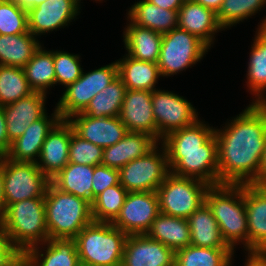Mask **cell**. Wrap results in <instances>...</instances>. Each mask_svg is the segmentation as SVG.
Returning a JSON list of instances; mask_svg holds the SVG:
<instances>
[{
  "instance_id": "5bb4252c",
  "label": "cell",
  "mask_w": 266,
  "mask_h": 266,
  "mask_svg": "<svg viewBox=\"0 0 266 266\" xmlns=\"http://www.w3.org/2000/svg\"><path fill=\"white\" fill-rule=\"evenodd\" d=\"M82 0H46L28 12V29L36 38L69 27L80 14Z\"/></svg>"
},
{
  "instance_id": "4fadbf2b",
  "label": "cell",
  "mask_w": 266,
  "mask_h": 266,
  "mask_svg": "<svg viewBox=\"0 0 266 266\" xmlns=\"http://www.w3.org/2000/svg\"><path fill=\"white\" fill-rule=\"evenodd\" d=\"M159 213L157 192H128L111 223L126 235L146 234Z\"/></svg>"
},
{
  "instance_id": "603a6c76",
  "label": "cell",
  "mask_w": 266,
  "mask_h": 266,
  "mask_svg": "<svg viewBox=\"0 0 266 266\" xmlns=\"http://www.w3.org/2000/svg\"><path fill=\"white\" fill-rule=\"evenodd\" d=\"M178 27L196 35L210 48L216 40V33L223 31L217 14L193 0L184 1L178 10Z\"/></svg>"
},
{
  "instance_id": "681fc988",
  "label": "cell",
  "mask_w": 266,
  "mask_h": 266,
  "mask_svg": "<svg viewBox=\"0 0 266 266\" xmlns=\"http://www.w3.org/2000/svg\"><path fill=\"white\" fill-rule=\"evenodd\" d=\"M194 2L213 10L216 14L220 10L223 0H193Z\"/></svg>"
},
{
  "instance_id": "277c9868",
  "label": "cell",
  "mask_w": 266,
  "mask_h": 266,
  "mask_svg": "<svg viewBox=\"0 0 266 266\" xmlns=\"http://www.w3.org/2000/svg\"><path fill=\"white\" fill-rule=\"evenodd\" d=\"M0 225L20 252L45 243L49 234L44 198L26 199L8 205Z\"/></svg>"
},
{
  "instance_id": "c3c4849f",
  "label": "cell",
  "mask_w": 266,
  "mask_h": 266,
  "mask_svg": "<svg viewBox=\"0 0 266 266\" xmlns=\"http://www.w3.org/2000/svg\"><path fill=\"white\" fill-rule=\"evenodd\" d=\"M244 266H266V256L247 255Z\"/></svg>"
},
{
  "instance_id": "6da1fadb",
  "label": "cell",
  "mask_w": 266,
  "mask_h": 266,
  "mask_svg": "<svg viewBox=\"0 0 266 266\" xmlns=\"http://www.w3.org/2000/svg\"><path fill=\"white\" fill-rule=\"evenodd\" d=\"M215 128L219 184H251L262 165L266 145V104L250 103Z\"/></svg>"
},
{
  "instance_id": "d6986e66",
  "label": "cell",
  "mask_w": 266,
  "mask_h": 266,
  "mask_svg": "<svg viewBox=\"0 0 266 266\" xmlns=\"http://www.w3.org/2000/svg\"><path fill=\"white\" fill-rule=\"evenodd\" d=\"M119 118L128 132L146 133L157 140L152 91L127 89Z\"/></svg>"
},
{
  "instance_id": "816d5d0a",
  "label": "cell",
  "mask_w": 266,
  "mask_h": 266,
  "mask_svg": "<svg viewBox=\"0 0 266 266\" xmlns=\"http://www.w3.org/2000/svg\"><path fill=\"white\" fill-rule=\"evenodd\" d=\"M12 1L15 2L19 7L28 11L30 8H34L46 0H12Z\"/></svg>"
},
{
  "instance_id": "484cf974",
  "label": "cell",
  "mask_w": 266,
  "mask_h": 266,
  "mask_svg": "<svg viewBox=\"0 0 266 266\" xmlns=\"http://www.w3.org/2000/svg\"><path fill=\"white\" fill-rule=\"evenodd\" d=\"M127 21L122 34L127 55L137 60L157 63L163 34L133 24L128 18Z\"/></svg>"
},
{
  "instance_id": "7dc6e473",
  "label": "cell",
  "mask_w": 266,
  "mask_h": 266,
  "mask_svg": "<svg viewBox=\"0 0 266 266\" xmlns=\"http://www.w3.org/2000/svg\"><path fill=\"white\" fill-rule=\"evenodd\" d=\"M251 184L266 188V145H265V152H264L262 165H261L258 177Z\"/></svg>"
},
{
  "instance_id": "44dd1931",
  "label": "cell",
  "mask_w": 266,
  "mask_h": 266,
  "mask_svg": "<svg viewBox=\"0 0 266 266\" xmlns=\"http://www.w3.org/2000/svg\"><path fill=\"white\" fill-rule=\"evenodd\" d=\"M46 98L47 94L33 92L22 99L3 106L10 142L22 136L27 127L47 113Z\"/></svg>"
},
{
  "instance_id": "bcb514c9",
  "label": "cell",
  "mask_w": 266,
  "mask_h": 266,
  "mask_svg": "<svg viewBox=\"0 0 266 266\" xmlns=\"http://www.w3.org/2000/svg\"><path fill=\"white\" fill-rule=\"evenodd\" d=\"M156 6L166 10H179L184 0H148Z\"/></svg>"
},
{
  "instance_id": "e0dca14e",
  "label": "cell",
  "mask_w": 266,
  "mask_h": 266,
  "mask_svg": "<svg viewBox=\"0 0 266 266\" xmlns=\"http://www.w3.org/2000/svg\"><path fill=\"white\" fill-rule=\"evenodd\" d=\"M121 266H175V251L146 234L128 235Z\"/></svg>"
},
{
  "instance_id": "83f0119b",
  "label": "cell",
  "mask_w": 266,
  "mask_h": 266,
  "mask_svg": "<svg viewBox=\"0 0 266 266\" xmlns=\"http://www.w3.org/2000/svg\"><path fill=\"white\" fill-rule=\"evenodd\" d=\"M118 76L128 90L153 91L161 77L157 63L141 61L125 54L119 60Z\"/></svg>"
},
{
  "instance_id": "2e32d148",
  "label": "cell",
  "mask_w": 266,
  "mask_h": 266,
  "mask_svg": "<svg viewBox=\"0 0 266 266\" xmlns=\"http://www.w3.org/2000/svg\"><path fill=\"white\" fill-rule=\"evenodd\" d=\"M67 120L78 136L103 149L115 145L128 133L119 116L92 118L81 112Z\"/></svg>"
},
{
  "instance_id": "b9f144b4",
  "label": "cell",
  "mask_w": 266,
  "mask_h": 266,
  "mask_svg": "<svg viewBox=\"0 0 266 266\" xmlns=\"http://www.w3.org/2000/svg\"><path fill=\"white\" fill-rule=\"evenodd\" d=\"M120 183L119 170L105 165H96L94 167L92 184V203L107 188Z\"/></svg>"
},
{
  "instance_id": "f546056e",
  "label": "cell",
  "mask_w": 266,
  "mask_h": 266,
  "mask_svg": "<svg viewBox=\"0 0 266 266\" xmlns=\"http://www.w3.org/2000/svg\"><path fill=\"white\" fill-rule=\"evenodd\" d=\"M191 245L207 248H231L223 239L217 221L206 203L187 218Z\"/></svg>"
},
{
  "instance_id": "9c48e42d",
  "label": "cell",
  "mask_w": 266,
  "mask_h": 266,
  "mask_svg": "<svg viewBox=\"0 0 266 266\" xmlns=\"http://www.w3.org/2000/svg\"><path fill=\"white\" fill-rule=\"evenodd\" d=\"M82 71L79 79L64 89L56 105L61 120L83 112L91 99L118 77L117 61L88 72Z\"/></svg>"
},
{
  "instance_id": "7bdbcfd3",
  "label": "cell",
  "mask_w": 266,
  "mask_h": 266,
  "mask_svg": "<svg viewBox=\"0 0 266 266\" xmlns=\"http://www.w3.org/2000/svg\"><path fill=\"white\" fill-rule=\"evenodd\" d=\"M18 252L0 225V266L5 265Z\"/></svg>"
},
{
  "instance_id": "ee69618b",
  "label": "cell",
  "mask_w": 266,
  "mask_h": 266,
  "mask_svg": "<svg viewBox=\"0 0 266 266\" xmlns=\"http://www.w3.org/2000/svg\"><path fill=\"white\" fill-rule=\"evenodd\" d=\"M11 147L7 135L6 117L3 106H0V152L5 156Z\"/></svg>"
},
{
  "instance_id": "3957f363",
  "label": "cell",
  "mask_w": 266,
  "mask_h": 266,
  "mask_svg": "<svg viewBox=\"0 0 266 266\" xmlns=\"http://www.w3.org/2000/svg\"><path fill=\"white\" fill-rule=\"evenodd\" d=\"M205 203L212 211L225 242L233 250L242 245L248 255L244 184L212 185L206 191Z\"/></svg>"
},
{
  "instance_id": "7c38bea8",
  "label": "cell",
  "mask_w": 266,
  "mask_h": 266,
  "mask_svg": "<svg viewBox=\"0 0 266 266\" xmlns=\"http://www.w3.org/2000/svg\"><path fill=\"white\" fill-rule=\"evenodd\" d=\"M152 111L157 127V141L173 131L193 124L199 119L193 104L173 91L156 89L152 91Z\"/></svg>"
},
{
  "instance_id": "f907efd6",
  "label": "cell",
  "mask_w": 266,
  "mask_h": 266,
  "mask_svg": "<svg viewBox=\"0 0 266 266\" xmlns=\"http://www.w3.org/2000/svg\"><path fill=\"white\" fill-rule=\"evenodd\" d=\"M3 159L0 163V222L3 219L5 213V199L3 194Z\"/></svg>"
},
{
  "instance_id": "4dcf8cb0",
  "label": "cell",
  "mask_w": 266,
  "mask_h": 266,
  "mask_svg": "<svg viewBox=\"0 0 266 266\" xmlns=\"http://www.w3.org/2000/svg\"><path fill=\"white\" fill-rule=\"evenodd\" d=\"M94 167L68 163L50 182L60 191L83 198L92 204Z\"/></svg>"
},
{
  "instance_id": "e575fe53",
  "label": "cell",
  "mask_w": 266,
  "mask_h": 266,
  "mask_svg": "<svg viewBox=\"0 0 266 266\" xmlns=\"http://www.w3.org/2000/svg\"><path fill=\"white\" fill-rule=\"evenodd\" d=\"M126 91V86L118 76L91 99L82 113L92 118L117 117L120 114Z\"/></svg>"
},
{
  "instance_id": "f5cc1de1",
  "label": "cell",
  "mask_w": 266,
  "mask_h": 266,
  "mask_svg": "<svg viewBox=\"0 0 266 266\" xmlns=\"http://www.w3.org/2000/svg\"><path fill=\"white\" fill-rule=\"evenodd\" d=\"M4 155L0 152V163L2 162Z\"/></svg>"
},
{
  "instance_id": "60d3db41",
  "label": "cell",
  "mask_w": 266,
  "mask_h": 266,
  "mask_svg": "<svg viewBox=\"0 0 266 266\" xmlns=\"http://www.w3.org/2000/svg\"><path fill=\"white\" fill-rule=\"evenodd\" d=\"M103 148L78 136L71 125L69 163L96 166L102 164Z\"/></svg>"
},
{
  "instance_id": "7402d4cb",
  "label": "cell",
  "mask_w": 266,
  "mask_h": 266,
  "mask_svg": "<svg viewBox=\"0 0 266 266\" xmlns=\"http://www.w3.org/2000/svg\"><path fill=\"white\" fill-rule=\"evenodd\" d=\"M247 62L246 85L254 98L251 103H266V17L260 20Z\"/></svg>"
},
{
  "instance_id": "f1b7e54d",
  "label": "cell",
  "mask_w": 266,
  "mask_h": 266,
  "mask_svg": "<svg viewBox=\"0 0 266 266\" xmlns=\"http://www.w3.org/2000/svg\"><path fill=\"white\" fill-rule=\"evenodd\" d=\"M146 235L174 251L191 243V232L187 219L159 213L152 221Z\"/></svg>"
},
{
  "instance_id": "ba28073f",
  "label": "cell",
  "mask_w": 266,
  "mask_h": 266,
  "mask_svg": "<svg viewBox=\"0 0 266 266\" xmlns=\"http://www.w3.org/2000/svg\"><path fill=\"white\" fill-rule=\"evenodd\" d=\"M209 187V184L201 180L170 173L156 191L160 213L187 219L205 203Z\"/></svg>"
},
{
  "instance_id": "8d00e7d4",
  "label": "cell",
  "mask_w": 266,
  "mask_h": 266,
  "mask_svg": "<svg viewBox=\"0 0 266 266\" xmlns=\"http://www.w3.org/2000/svg\"><path fill=\"white\" fill-rule=\"evenodd\" d=\"M265 5L266 0H223L217 19L223 30L230 29L262 11Z\"/></svg>"
},
{
  "instance_id": "d590c367",
  "label": "cell",
  "mask_w": 266,
  "mask_h": 266,
  "mask_svg": "<svg viewBox=\"0 0 266 266\" xmlns=\"http://www.w3.org/2000/svg\"><path fill=\"white\" fill-rule=\"evenodd\" d=\"M33 92L23 68L0 65V106L11 104Z\"/></svg>"
},
{
  "instance_id": "836d02e7",
  "label": "cell",
  "mask_w": 266,
  "mask_h": 266,
  "mask_svg": "<svg viewBox=\"0 0 266 266\" xmlns=\"http://www.w3.org/2000/svg\"><path fill=\"white\" fill-rule=\"evenodd\" d=\"M235 250L188 245L175 251V266H232Z\"/></svg>"
},
{
  "instance_id": "9a60e30c",
  "label": "cell",
  "mask_w": 266,
  "mask_h": 266,
  "mask_svg": "<svg viewBox=\"0 0 266 266\" xmlns=\"http://www.w3.org/2000/svg\"><path fill=\"white\" fill-rule=\"evenodd\" d=\"M248 255L266 256V188L244 184Z\"/></svg>"
},
{
  "instance_id": "ac0fdd59",
  "label": "cell",
  "mask_w": 266,
  "mask_h": 266,
  "mask_svg": "<svg viewBox=\"0 0 266 266\" xmlns=\"http://www.w3.org/2000/svg\"><path fill=\"white\" fill-rule=\"evenodd\" d=\"M33 122L26 128L24 134L11 142V147L5 155L8 159L18 162L36 163L41 152L42 145L48 133L61 120L55 106L53 113Z\"/></svg>"
},
{
  "instance_id": "f6af8a7d",
  "label": "cell",
  "mask_w": 266,
  "mask_h": 266,
  "mask_svg": "<svg viewBox=\"0 0 266 266\" xmlns=\"http://www.w3.org/2000/svg\"><path fill=\"white\" fill-rule=\"evenodd\" d=\"M3 266H32V263L27 252L19 251Z\"/></svg>"
},
{
  "instance_id": "74e56055",
  "label": "cell",
  "mask_w": 266,
  "mask_h": 266,
  "mask_svg": "<svg viewBox=\"0 0 266 266\" xmlns=\"http://www.w3.org/2000/svg\"><path fill=\"white\" fill-rule=\"evenodd\" d=\"M128 191L120 183L107 188L97 196L92 205L95 222H112L120 212Z\"/></svg>"
},
{
  "instance_id": "ffe728a7",
  "label": "cell",
  "mask_w": 266,
  "mask_h": 266,
  "mask_svg": "<svg viewBox=\"0 0 266 266\" xmlns=\"http://www.w3.org/2000/svg\"><path fill=\"white\" fill-rule=\"evenodd\" d=\"M71 124L60 120L48 133L36 162L38 168L51 180L69 163Z\"/></svg>"
},
{
  "instance_id": "52a82bcc",
  "label": "cell",
  "mask_w": 266,
  "mask_h": 266,
  "mask_svg": "<svg viewBox=\"0 0 266 266\" xmlns=\"http://www.w3.org/2000/svg\"><path fill=\"white\" fill-rule=\"evenodd\" d=\"M209 50L210 47L200 38L179 27L164 33L157 62L161 78L194 67Z\"/></svg>"
},
{
  "instance_id": "f35d334b",
  "label": "cell",
  "mask_w": 266,
  "mask_h": 266,
  "mask_svg": "<svg viewBox=\"0 0 266 266\" xmlns=\"http://www.w3.org/2000/svg\"><path fill=\"white\" fill-rule=\"evenodd\" d=\"M29 32L28 12L12 0H0V35Z\"/></svg>"
},
{
  "instance_id": "8fae6325",
  "label": "cell",
  "mask_w": 266,
  "mask_h": 266,
  "mask_svg": "<svg viewBox=\"0 0 266 266\" xmlns=\"http://www.w3.org/2000/svg\"><path fill=\"white\" fill-rule=\"evenodd\" d=\"M50 179L33 162H18L3 157L5 208L26 199L44 198Z\"/></svg>"
},
{
  "instance_id": "d6a6232c",
  "label": "cell",
  "mask_w": 266,
  "mask_h": 266,
  "mask_svg": "<svg viewBox=\"0 0 266 266\" xmlns=\"http://www.w3.org/2000/svg\"><path fill=\"white\" fill-rule=\"evenodd\" d=\"M44 45L34 53L33 57L23 67L26 79L34 92L43 94L56 85L53 50H46Z\"/></svg>"
},
{
  "instance_id": "1f68e13d",
  "label": "cell",
  "mask_w": 266,
  "mask_h": 266,
  "mask_svg": "<svg viewBox=\"0 0 266 266\" xmlns=\"http://www.w3.org/2000/svg\"><path fill=\"white\" fill-rule=\"evenodd\" d=\"M41 45L30 32L0 35V65L23 68Z\"/></svg>"
},
{
  "instance_id": "5b68a950",
  "label": "cell",
  "mask_w": 266,
  "mask_h": 266,
  "mask_svg": "<svg viewBox=\"0 0 266 266\" xmlns=\"http://www.w3.org/2000/svg\"><path fill=\"white\" fill-rule=\"evenodd\" d=\"M46 226L49 239H74L93 222L89 201L57 189L51 182L45 192Z\"/></svg>"
},
{
  "instance_id": "7a4b0ae2",
  "label": "cell",
  "mask_w": 266,
  "mask_h": 266,
  "mask_svg": "<svg viewBox=\"0 0 266 266\" xmlns=\"http://www.w3.org/2000/svg\"><path fill=\"white\" fill-rule=\"evenodd\" d=\"M215 127L199 118L193 124L164 137L171 173L219 185L218 144Z\"/></svg>"
},
{
  "instance_id": "cb8c5ba5",
  "label": "cell",
  "mask_w": 266,
  "mask_h": 266,
  "mask_svg": "<svg viewBox=\"0 0 266 266\" xmlns=\"http://www.w3.org/2000/svg\"><path fill=\"white\" fill-rule=\"evenodd\" d=\"M158 143L146 133L128 132L115 145L103 149L102 165L119 170L130 161L146 155Z\"/></svg>"
},
{
  "instance_id": "ab89813d",
  "label": "cell",
  "mask_w": 266,
  "mask_h": 266,
  "mask_svg": "<svg viewBox=\"0 0 266 266\" xmlns=\"http://www.w3.org/2000/svg\"><path fill=\"white\" fill-rule=\"evenodd\" d=\"M81 56L62 50H53L56 86L65 88L80 78L84 68L81 66Z\"/></svg>"
},
{
  "instance_id": "8992f818",
  "label": "cell",
  "mask_w": 266,
  "mask_h": 266,
  "mask_svg": "<svg viewBox=\"0 0 266 266\" xmlns=\"http://www.w3.org/2000/svg\"><path fill=\"white\" fill-rule=\"evenodd\" d=\"M126 235L111 222H91L74 238L81 266H121Z\"/></svg>"
},
{
  "instance_id": "d4e9b609",
  "label": "cell",
  "mask_w": 266,
  "mask_h": 266,
  "mask_svg": "<svg viewBox=\"0 0 266 266\" xmlns=\"http://www.w3.org/2000/svg\"><path fill=\"white\" fill-rule=\"evenodd\" d=\"M26 252L32 266H81L74 239H48Z\"/></svg>"
},
{
  "instance_id": "30bf717a",
  "label": "cell",
  "mask_w": 266,
  "mask_h": 266,
  "mask_svg": "<svg viewBox=\"0 0 266 266\" xmlns=\"http://www.w3.org/2000/svg\"><path fill=\"white\" fill-rule=\"evenodd\" d=\"M170 173L166 149L159 142L146 155L119 169L120 185L128 192H156Z\"/></svg>"
},
{
  "instance_id": "4316f807",
  "label": "cell",
  "mask_w": 266,
  "mask_h": 266,
  "mask_svg": "<svg viewBox=\"0 0 266 266\" xmlns=\"http://www.w3.org/2000/svg\"><path fill=\"white\" fill-rule=\"evenodd\" d=\"M127 11L126 16L133 24L161 34L178 27V10H166L148 0H137Z\"/></svg>"
}]
</instances>
